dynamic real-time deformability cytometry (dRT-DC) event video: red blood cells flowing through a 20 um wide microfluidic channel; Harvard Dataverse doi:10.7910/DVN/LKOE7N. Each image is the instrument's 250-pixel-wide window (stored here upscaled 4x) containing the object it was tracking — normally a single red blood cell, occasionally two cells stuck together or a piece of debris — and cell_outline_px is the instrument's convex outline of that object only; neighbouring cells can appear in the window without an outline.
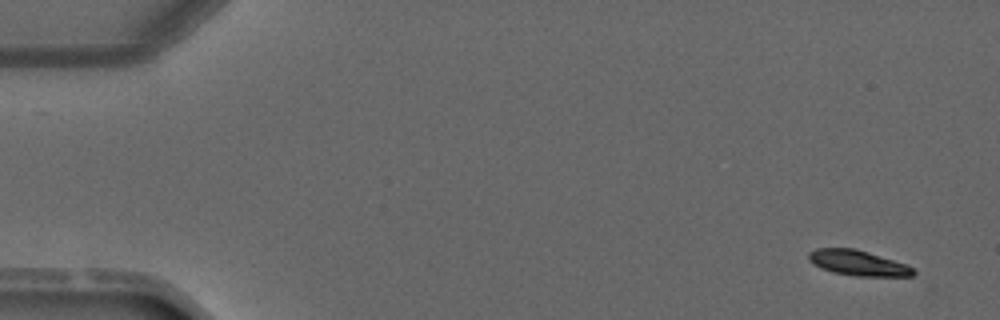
{"species": "common noctule bat (a hibernating species)", "species_latin": "Nyctalus noctula", "temperature_condition": "warm", "stored_images_in_passage": 4, "camera_frame_rate_fps": 3000, "um_per_image_px": 0.085, "animal": {"sex": "male", "forearm_length_mm": 52.5}, "frame": {"image": 1, "passage_image": 1, "time_ms": 0.0, "image_size_px": [1000, 320], "cell_outline_px": [[916, 272], [912, 276], [856, 276], [832, 272], [820, 268], [812, 264], [808, 260], [808, 252], [816, 248], [856, 248], [904, 264], [912, 268]], "centroid_in_image_um": [72.85, 22.35], "position_along_channel_um": 12.1, "area_um2": 15.37}}
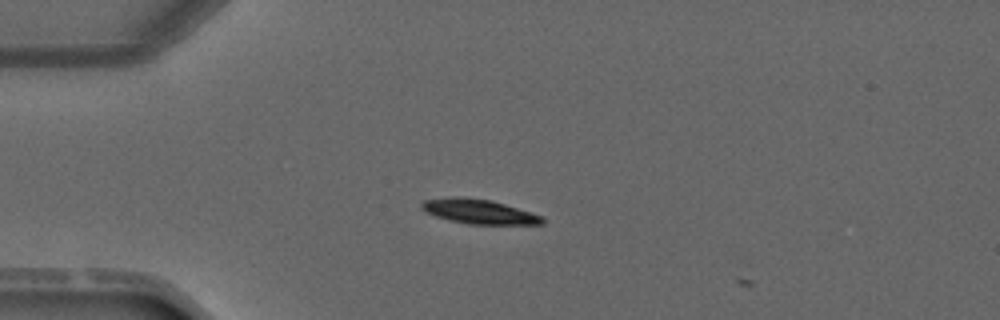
{"frame": {"image": 2, "passage_image": 3, "time_ms": 3.0, "image_size_px": [1000, 320], "cell_outline_px": [[544, 224], [468, 224], [436, 216], [420, 208], [420, 204], [424, 200], [452, 196], [460, 196], [492, 200], [544, 216]], "centroid_in_image_um": [40.73, 17.97], "position_along_channel_um": 44.3, "area_um2": 17.22}}